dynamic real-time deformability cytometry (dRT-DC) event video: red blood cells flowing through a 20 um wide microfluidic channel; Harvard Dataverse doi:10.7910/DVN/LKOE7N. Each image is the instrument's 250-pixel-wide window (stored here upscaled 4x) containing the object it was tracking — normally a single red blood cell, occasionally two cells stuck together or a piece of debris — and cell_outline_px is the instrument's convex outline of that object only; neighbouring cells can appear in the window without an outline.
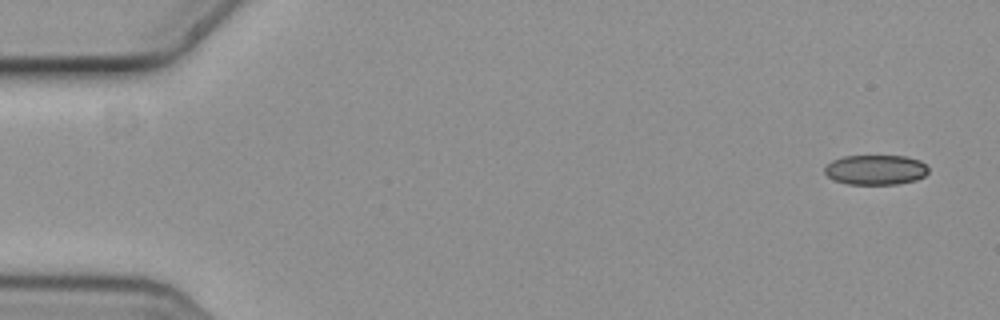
{"species": "common noctule bat (a hibernating species)", "species_latin": "Nyctalus noctula", "temperature_condition": "cold", "stored_images_in_passage": 6, "camera_frame_rate_fps": 3000, "um_per_image_px": 0.085, "animal": {"sex": "female", "body_mass_g": 19.3, "forearm_length_mm": 54.1}, "frame": {"image": 1, "passage_image": 1, "time_ms": 0.0, "image_size_px": [1000, 320], "cell_outline_px": [[928, 172], [924, 176], [916, 180], [896, 184], [848, 184], [832, 180], [824, 172], [824, 168], [832, 160], [844, 156], [904, 156], [920, 160], [928, 168]], "centroid_in_image_um": [74.41, 14.43], "position_along_channel_um": 10.6, "area_um2": 18.09}}
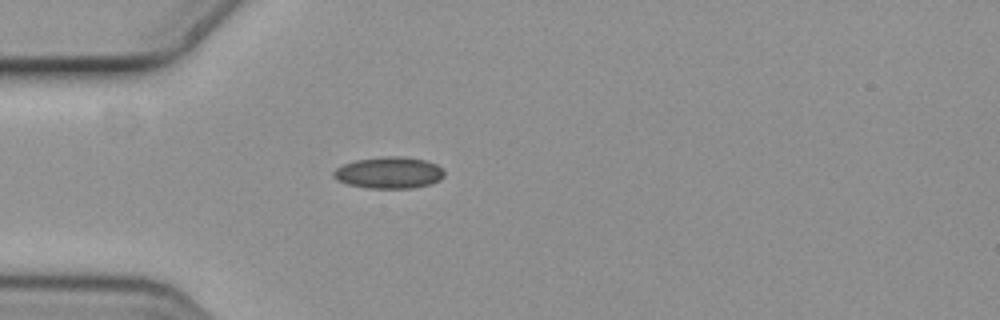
{"frame": {"image": 2, "passage_image": 5, "time_ms": 1.333, "image_size_px": [1000, 320], "cell_outline_px": [[444, 176], [440, 180], [432, 184], [412, 188], [368, 188], [348, 184], [336, 180], [332, 176], [332, 172], [336, 168], [344, 164], [356, 160], [384, 156], [404, 156], [428, 160], [436, 164], [444, 172]], "centroid_in_image_um": [33.07, 14.67], "position_along_channel_um": 51.9, "area_um2": 20.58}}